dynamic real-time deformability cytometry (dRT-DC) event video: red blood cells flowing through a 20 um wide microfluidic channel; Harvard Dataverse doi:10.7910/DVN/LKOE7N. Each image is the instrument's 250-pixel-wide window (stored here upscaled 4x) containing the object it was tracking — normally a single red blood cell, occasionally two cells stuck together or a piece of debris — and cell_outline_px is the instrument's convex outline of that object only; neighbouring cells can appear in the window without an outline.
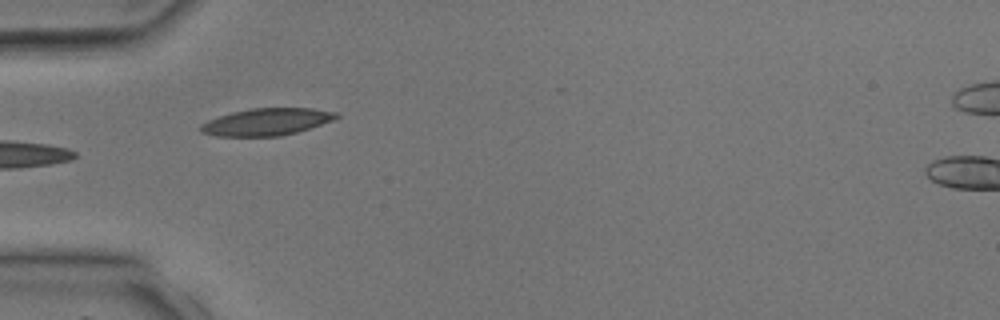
{"species": "common noctule bat (a hibernating species)", "species_latin": "Nyctalus noctula", "temperature_condition": "room temperature", "stored_images_in_passage": 4, "camera_frame_rate_fps": 3000, "um_per_image_px": 0.085, "animal": {"sex": "male", "body_mass_g": 17.9, "forearm_length_mm": 54.2}, "frame": {"image": 1, "passage_image": 4, "time_ms": 3.333, "image_size_px": [1000, 320], "cell_outline_px": [[340, 116], [332, 120], [296, 132], [280, 136], [216, 136], [200, 132], [200, 124], [208, 120], [232, 112], [252, 108], [312, 108], [340, 112]], "centroid_in_image_um": [22.66, 10.35], "position_along_channel_um": 62.3, "area_um2": 21.33}}